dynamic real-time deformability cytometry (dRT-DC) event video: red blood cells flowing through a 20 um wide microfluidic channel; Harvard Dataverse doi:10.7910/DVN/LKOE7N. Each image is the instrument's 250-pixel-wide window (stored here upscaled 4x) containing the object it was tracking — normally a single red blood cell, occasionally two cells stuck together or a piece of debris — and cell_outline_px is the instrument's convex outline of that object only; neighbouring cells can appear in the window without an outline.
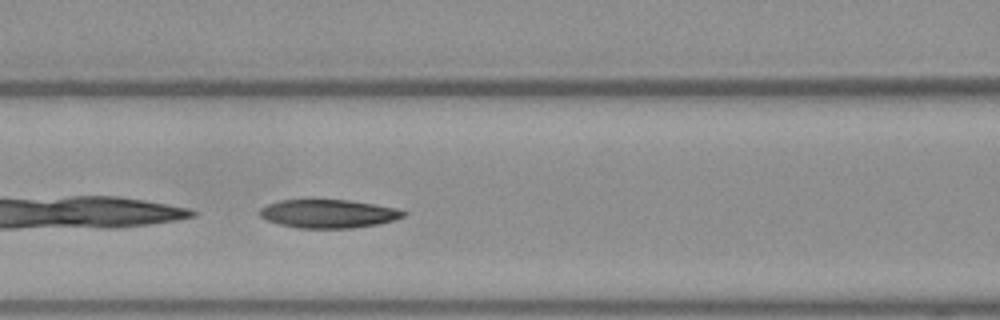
{"species": "Egyptian fruit bat (a non-hibernating species)", "species_latin": "Rousettus aegyptiacus", "temperature_condition": "warm", "stored_images_in_passage": 37, "camera_frame_rate_fps": 3000, "um_per_image_px": 0.085, "frame": {"image": 1, "passage_image": 6, "time_ms": 1.667, "image_size_px": [1000, 320], "cell_outline_px": [[408, 212], [404, 216], [396, 220], [376, 224], [352, 228], [296, 228], [280, 224], [268, 220], [260, 216], [256, 212], [260, 208], [268, 204], [280, 200], [348, 200], [396, 208]], "centroid_in_image_um": [27.89, 18.17], "position_along_channel_um": 138.7, "area_um2": 23.76}}
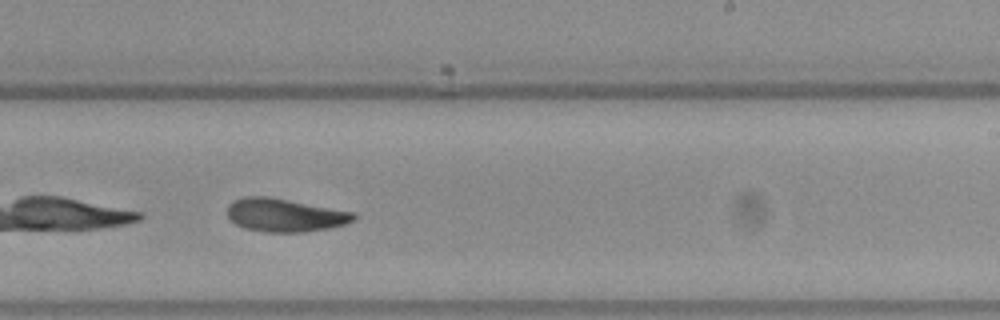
{"frame": {"image": 2, "passage_image": 16, "time_ms": 5.0, "image_size_px": [1000, 320], "cell_outline_px": [[356, 220], [344, 224], [328, 228], [304, 232], [264, 232], [244, 228], [236, 224], [228, 216], [228, 204], [232, 200], [244, 196], [268, 196], [356, 212]], "centroid_in_image_um": [24.22, 18.27], "position_along_channel_um": 264.8, "area_um2": 24.62}}
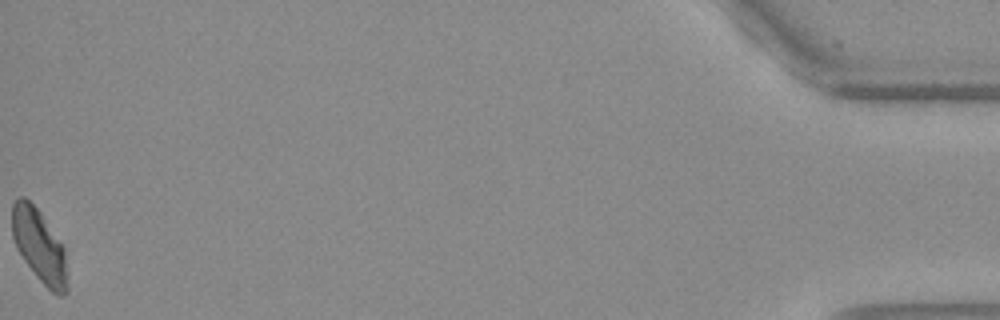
{"frame": {"image": 3, "passage_image": 37, "time_ms": 12.0, "image_size_px": [1000, 320], "cell_outline_px": [[68, 288], [64, 296], [60, 296], [52, 292], [36, 276], [24, 260], [12, 236], [12, 204], [20, 196], [24, 196], [40, 212], [64, 248], [68, 284]], "centroid_in_image_um": [3.35, 20.92], "position_along_channel_um": 431.9, "area_um2": 23.18}}